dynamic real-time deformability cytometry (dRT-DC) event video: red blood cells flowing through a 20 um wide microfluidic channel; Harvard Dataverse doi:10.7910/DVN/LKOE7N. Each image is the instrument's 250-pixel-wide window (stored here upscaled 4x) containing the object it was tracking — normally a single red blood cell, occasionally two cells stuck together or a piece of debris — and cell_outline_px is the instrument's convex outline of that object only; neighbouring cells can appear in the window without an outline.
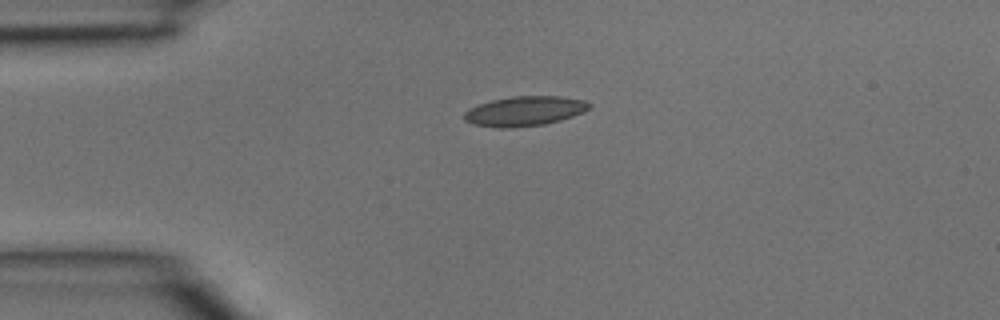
{"species": "common noctule bat (a hibernating species)", "species_latin": "Nyctalus noctula", "temperature_condition": "room temperature", "stored_images_in_passage": 20, "camera_frame_rate_fps": 3000, "um_per_image_px": 0.085, "animal": {"sex": "male", "body_mass_g": 15.6}, "frame": {"image": 1, "passage_image": 1, "time_ms": 0.0, "image_size_px": [1000, 320], "cell_outline_px": [[592, 104], [584, 112], [560, 120], [544, 124], [512, 128], [500, 128], [472, 124], [464, 120], [464, 112], [468, 108], [492, 100], [512, 96], [560, 96], [584, 100]], "centroid_in_image_um": [44.57, 9.44], "position_along_channel_um": 40.4, "area_um2": 21.68}}
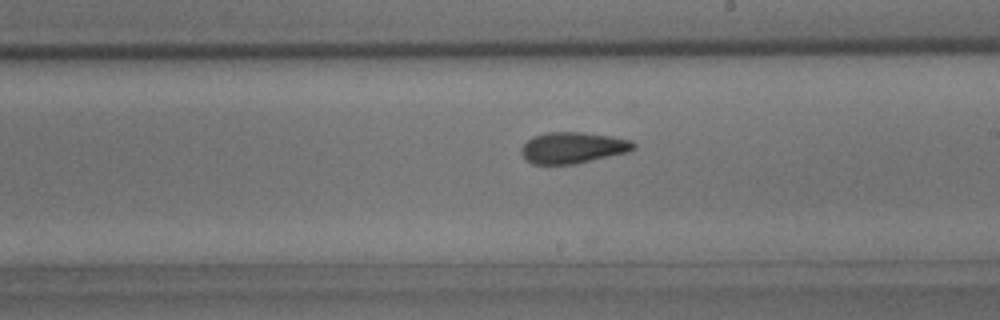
{"frame": {"image": 2, "passage_image": 14, "time_ms": 4.333, "image_size_px": [1000, 320], "cell_outline_px": [[636, 148], [628, 152], [576, 164], [532, 164], [524, 160], [520, 152], [520, 148], [532, 136], [548, 132], [584, 132], [612, 136], [632, 140], [636, 144]], "centroid_in_image_um": [48.69, 12.56], "position_along_channel_um": 240.3, "area_um2": 20.75}}
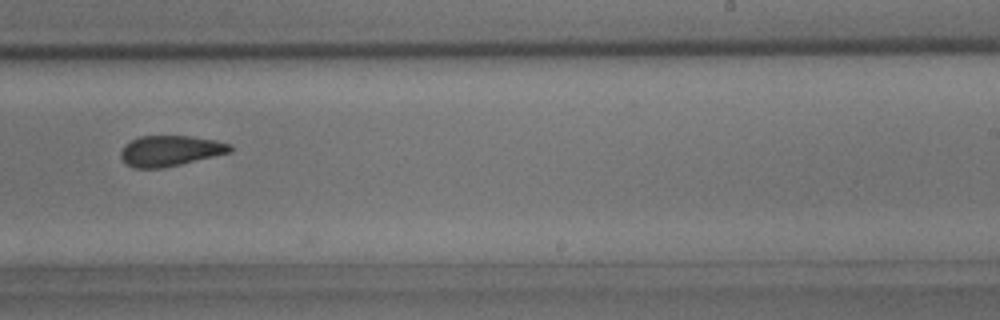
{"frame": {"image": 3, "passage_image": 16, "time_ms": 5.0, "image_size_px": [1000, 320], "cell_outline_px": [[232, 152], [164, 168], [132, 168], [124, 164], [120, 156], [120, 152], [124, 144], [140, 136], [188, 136], [216, 140], [232, 144]], "centroid_in_image_um": [14.45, 12.83], "position_along_channel_um": 274.6, "area_um2": 19.71}}